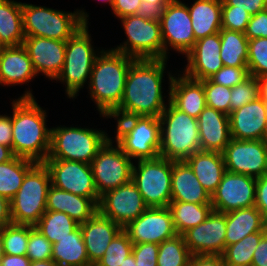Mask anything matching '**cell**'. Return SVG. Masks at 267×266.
<instances>
[{
	"label": "cell",
	"mask_w": 267,
	"mask_h": 266,
	"mask_svg": "<svg viewBox=\"0 0 267 266\" xmlns=\"http://www.w3.org/2000/svg\"><path fill=\"white\" fill-rule=\"evenodd\" d=\"M167 60L136 59L128 70L122 100L108 118L160 117L168 105L162 95Z\"/></svg>",
	"instance_id": "cell-1"
},
{
	"label": "cell",
	"mask_w": 267,
	"mask_h": 266,
	"mask_svg": "<svg viewBox=\"0 0 267 266\" xmlns=\"http://www.w3.org/2000/svg\"><path fill=\"white\" fill-rule=\"evenodd\" d=\"M29 89L12 101V151L15 156L43 163L50 151L51 128L46 111L38 105Z\"/></svg>",
	"instance_id": "cell-2"
},
{
	"label": "cell",
	"mask_w": 267,
	"mask_h": 266,
	"mask_svg": "<svg viewBox=\"0 0 267 266\" xmlns=\"http://www.w3.org/2000/svg\"><path fill=\"white\" fill-rule=\"evenodd\" d=\"M136 59L109 49L96 57L89 80V94L102 117L108 116L119 106L131 64Z\"/></svg>",
	"instance_id": "cell-3"
},
{
	"label": "cell",
	"mask_w": 267,
	"mask_h": 266,
	"mask_svg": "<svg viewBox=\"0 0 267 266\" xmlns=\"http://www.w3.org/2000/svg\"><path fill=\"white\" fill-rule=\"evenodd\" d=\"M168 105L159 117V156L172 161H183L200 150L198 122L177 109L168 96Z\"/></svg>",
	"instance_id": "cell-4"
},
{
	"label": "cell",
	"mask_w": 267,
	"mask_h": 266,
	"mask_svg": "<svg viewBox=\"0 0 267 266\" xmlns=\"http://www.w3.org/2000/svg\"><path fill=\"white\" fill-rule=\"evenodd\" d=\"M23 31L25 37H45L67 41L79 28L88 24L84 9L66 12L22 3Z\"/></svg>",
	"instance_id": "cell-5"
},
{
	"label": "cell",
	"mask_w": 267,
	"mask_h": 266,
	"mask_svg": "<svg viewBox=\"0 0 267 266\" xmlns=\"http://www.w3.org/2000/svg\"><path fill=\"white\" fill-rule=\"evenodd\" d=\"M116 120L115 143L131 159L147 160L159 156L160 120L154 116H130Z\"/></svg>",
	"instance_id": "cell-6"
},
{
	"label": "cell",
	"mask_w": 267,
	"mask_h": 266,
	"mask_svg": "<svg viewBox=\"0 0 267 266\" xmlns=\"http://www.w3.org/2000/svg\"><path fill=\"white\" fill-rule=\"evenodd\" d=\"M88 24L79 28L67 41L65 60L60 74L55 79L63 82L68 98H76L79 90L89 83L96 57L102 50H94Z\"/></svg>",
	"instance_id": "cell-7"
},
{
	"label": "cell",
	"mask_w": 267,
	"mask_h": 266,
	"mask_svg": "<svg viewBox=\"0 0 267 266\" xmlns=\"http://www.w3.org/2000/svg\"><path fill=\"white\" fill-rule=\"evenodd\" d=\"M110 137L102 130L58 126L51 128L47 159L71 160L90 164Z\"/></svg>",
	"instance_id": "cell-8"
},
{
	"label": "cell",
	"mask_w": 267,
	"mask_h": 266,
	"mask_svg": "<svg viewBox=\"0 0 267 266\" xmlns=\"http://www.w3.org/2000/svg\"><path fill=\"white\" fill-rule=\"evenodd\" d=\"M50 174L44 163H36L24 177L23 183L10 200L12 223L34 226L46 212Z\"/></svg>",
	"instance_id": "cell-9"
},
{
	"label": "cell",
	"mask_w": 267,
	"mask_h": 266,
	"mask_svg": "<svg viewBox=\"0 0 267 266\" xmlns=\"http://www.w3.org/2000/svg\"><path fill=\"white\" fill-rule=\"evenodd\" d=\"M137 163H133L131 180L145 204L148 207H168L171 202L172 160L158 156Z\"/></svg>",
	"instance_id": "cell-10"
},
{
	"label": "cell",
	"mask_w": 267,
	"mask_h": 266,
	"mask_svg": "<svg viewBox=\"0 0 267 266\" xmlns=\"http://www.w3.org/2000/svg\"><path fill=\"white\" fill-rule=\"evenodd\" d=\"M127 40L111 48L134 59H165L160 21L136 15L120 18Z\"/></svg>",
	"instance_id": "cell-11"
},
{
	"label": "cell",
	"mask_w": 267,
	"mask_h": 266,
	"mask_svg": "<svg viewBox=\"0 0 267 266\" xmlns=\"http://www.w3.org/2000/svg\"><path fill=\"white\" fill-rule=\"evenodd\" d=\"M112 141L109 138L90 163L99 196L130 182L132 178V159L118 144L112 145Z\"/></svg>",
	"instance_id": "cell-12"
},
{
	"label": "cell",
	"mask_w": 267,
	"mask_h": 266,
	"mask_svg": "<svg viewBox=\"0 0 267 266\" xmlns=\"http://www.w3.org/2000/svg\"><path fill=\"white\" fill-rule=\"evenodd\" d=\"M43 163L49 171L51 185L99 204L100 196L90 164L60 159H46Z\"/></svg>",
	"instance_id": "cell-13"
},
{
	"label": "cell",
	"mask_w": 267,
	"mask_h": 266,
	"mask_svg": "<svg viewBox=\"0 0 267 266\" xmlns=\"http://www.w3.org/2000/svg\"><path fill=\"white\" fill-rule=\"evenodd\" d=\"M160 25L165 59H168L170 48L186 55L195 45L196 40L188 5L180 0H172L165 6Z\"/></svg>",
	"instance_id": "cell-14"
},
{
	"label": "cell",
	"mask_w": 267,
	"mask_h": 266,
	"mask_svg": "<svg viewBox=\"0 0 267 266\" xmlns=\"http://www.w3.org/2000/svg\"><path fill=\"white\" fill-rule=\"evenodd\" d=\"M148 206L132 180L100 196L98 212L122 228L137 219Z\"/></svg>",
	"instance_id": "cell-15"
},
{
	"label": "cell",
	"mask_w": 267,
	"mask_h": 266,
	"mask_svg": "<svg viewBox=\"0 0 267 266\" xmlns=\"http://www.w3.org/2000/svg\"><path fill=\"white\" fill-rule=\"evenodd\" d=\"M222 155L228 172L245 174L253 178L265 175L267 144L263 140H237L231 138Z\"/></svg>",
	"instance_id": "cell-16"
},
{
	"label": "cell",
	"mask_w": 267,
	"mask_h": 266,
	"mask_svg": "<svg viewBox=\"0 0 267 266\" xmlns=\"http://www.w3.org/2000/svg\"><path fill=\"white\" fill-rule=\"evenodd\" d=\"M256 178L226 171L211 196L213 210L228 213L255 206Z\"/></svg>",
	"instance_id": "cell-17"
},
{
	"label": "cell",
	"mask_w": 267,
	"mask_h": 266,
	"mask_svg": "<svg viewBox=\"0 0 267 266\" xmlns=\"http://www.w3.org/2000/svg\"><path fill=\"white\" fill-rule=\"evenodd\" d=\"M123 230L133 244L148 242L160 244L177 235L169 207H148Z\"/></svg>",
	"instance_id": "cell-18"
},
{
	"label": "cell",
	"mask_w": 267,
	"mask_h": 266,
	"mask_svg": "<svg viewBox=\"0 0 267 266\" xmlns=\"http://www.w3.org/2000/svg\"><path fill=\"white\" fill-rule=\"evenodd\" d=\"M193 255H222L226 248V213L212 211L199 225L182 234Z\"/></svg>",
	"instance_id": "cell-19"
},
{
	"label": "cell",
	"mask_w": 267,
	"mask_h": 266,
	"mask_svg": "<svg viewBox=\"0 0 267 266\" xmlns=\"http://www.w3.org/2000/svg\"><path fill=\"white\" fill-rule=\"evenodd\" d=\"M220 51L219 32L197 40L185 56L187 65L181 73L194 80L209 79L224 66Z\"/></svg>",
	"instance_id": "cell-20"
},
{
	"label": "cell",
	"mask_w": 267,
	"mask_h": 266,
	"mask_svg": "<svg viewBox=\"0 0 267 266\" xmlns=\"http://www.w3.org/2000/svg\"><path fill=\"white\" fill-rule=\"evenodd\" d=\"M23 46L28 52L37 76L42 73L46 78L55 80L64 65L66 41L25 37Z\"/></svg>",
	"instance_id": "cell-21"
},
{
	"label": "cell",
	"mask_w": 267,
	"mask_h": 266,
	"mask_svg": "<svg viewBox=\"0 0 267 266\" xmlns=\"http://www.w3.org/2000/svg\"><path fill=\"white\" fill-rule=\"evenodd\" d=\"M231 138L262 140L267 123L266 102L258 98L229 115Z\"/></svg>",
	"instance_id": "cell-22"
},
{
	"label": "cell",
	"mask_w": 267,
	"mask_h": 266,
	"mask_svg": "<svg viewBox=\"0 0 267 266\" xmlns=\"http://www.w3.org/2000/svg\"><path fill=\"white\" fill-rule=\"evenodd\" d=\"M172 74L168 72L170 102L180 111L197 119L207 106L203 83L184 74H178V77Z\"/></svg>",
	"instance_id": "cell-23"
},
{
	"label": "cell",
	"mask_w": 267,
	"mask_h": 266,
	"mask_svg": "<svg viewBox=\"0 0 267 266\" xmlns=\"http://www.w3.org/2000/svg\"><path fill=\"white\" fill-rule=\"evenodd\" d=\"M80 229L89 262L93 266L103 257L111 241L123 230L121 226L99 212L80 224Z\"/></svg>",
	"instance_id": "cell-24"
},
{
	"label": "cell",
	"mask_w": 267,
	"mask_h": 266,
	"mask_svg": "<svg viewBox=\"0 0 267 266\" xmlns=\"http://www.w3.org/2000/svg\"><path fill=\"white\" fill-rule=\"evenodd\" d=\"M197 122L200 150L222 153L231 140L229 116L206 106Z\"/></svg>",
	"instance_id": "cell-25"
},
{
	"label": "cell",
	"mask_w": 267,
	"mask_h": 266,
	"mask_svg": "<svg viewBox=\"0 0 267 266\" xmlns=\"http://www.w3.org/2000/svg\"><path fill=\"white\" fill-rule=\"evenodd\" d=\"M171 201L211 204V196L185 160L172 161Z\"/></svg>",
	"instance_id": "cell-26"
},
{
	"label": "cell",
	"mask_w": 267,
	"mask_h": 266,
	"mask_svg": "<svg viewBox=\"0 0 267 266\" xmlns=\"http://www.w3.org/2000/svg\"><path fill=\"white\" fill-rule=\"evenodd\" d=\"M46 211L64 212L82 224L98 212V204L93 199L51 185L47 193Z\"/></svg>",
	"instance_id": "cell-27"
},
{
	"label": "cell",
	"mask_w": 267,
	"mask_h": 266,
	"mask_svg": "<svg viewBox=\"0 0 267 266\" xmlns=\"http://www.w3.org/2000/svg\"><path fill=\"white\" fill-rule=\"evenodd\" d=\"M37 74L23 45L9 46L0 59V85L29 83Z\"/></svg>",
	"instance_id": "cell-28"
},
{
	"label": "cell",
	"mask_w": 267,
	"mask_h": 266,
	"mask_svg": "<svg viewBox=\"0 0 267 266\" xmlns=\"http://www.w3.org/2000/svg\"><path fill=\"white\" fill-rule=\"evenodd\" d=\"M185 161L204 189L212 196L226 172L222 153L199 150Z\"/></svg>",
	"instance_id": "cell-29"
},
{
	"label": "cell",
	"mask_w": 267,
	"mask_h": 266,
	"mask_svg": "<svg viewBox=\"0 0 267 266\" xmlns=\"http://www.w3.org/2000/svg\"><path fill=\"white\" fill-rule=\"evenodd\" d=\"M256 232H267V223L255 206L226 213V246Z\"/></svg>",
	"instance_id": "cell-30"
},
{
	"label": "cell",
	"mask_w": 267,
	"mask_h": 266,
	"mask_svg": "<svg viewBox=\"0 0 267 266\" xmlns=\"http://www.w3.org/2000/svg\"><path fill=\"white\" fill-rule=\"evenodd\" d=\"M188 10L196 41L222 29V0H196Z\"/></svg>",
	"instance_id": "cell-31"
},
{
	"label": "cell",
	"mask_w": 267,
	"mask_h": 266,
	"mask_svg": "<svg viewBox=\"0 0 267 266\" xmlns=\"http://www.w3.org/2000/svg\"><path fill=\"white\" fill-rule=\"evenodd\" d=\"M58 266H93L88 259L87 250L80 225L52 246V258Z\"/></svg>",
	"instance_id": "cell-32"
},
{
	"label": "cell",
	"mask_w": 267,
	"mask_h": 266,
	"mask_svg": "<svg viewBox=\"0 0 267 266\" xmlns=\"http://www.w3.org/2000/svg\"><path fill=\"white\" fill-rule=\"evenodd\" d=\"M22 2L0 0V40L6 46L23 45Z\"/></svg>",
	"instance_id": "cell-33"
},
{
	"label": "cell",
	"mask_w": 267,
	"mask_h": 266,
	"mask_svg": "<svg viewBox=\"0 0 267 266\" xmlns=\"http://www.w3.org/2000/svg\"><path fill=\"white\" fill-rule=\"evenodd\" d=\"M168 207L172 213L175 230L179 235L204 222L213 211L211 204L180 201H171Z\"/></svg>",
	"instance_id": "cell-34"
},
{
	"label": "cell",
	"mask_w": 267,
	"mask_h": 266,
	"mask_svg": "<svg viewBox=\"0 0 267 266\" xmlns=\"http://www.w3.org/2000/svg\"><path fill=\"white\" fill-rule=\"evenodd\" d=\"M35 164L34 161L17 156L0 163V195L10 201L20 189L26 173Z\"/></svg>",
	"instance_id": "cell-35"
},
{
	"label": "cell",
	"mask_w": 267,
	"mask_h": 266,
	"mask_svg": "<svg viewBox=\"0 0 267 266\" xmlns=\"http://www.w3.org/2000/svg\"><path fill=\"white\" fill-rule=\"evenodd\" d=\"M220 58L224 66L247 67L248 39L242 32L221 29Z\"/></svg>",
	"instance_id": "cell-36"
},
{
	"label": "cell",
	"mask_w": 267,
	"mask_h": 266,
	"mask_svg": "<svg viewBox=\"0 0 267 266\" xmlns=\"http://www.w3.org/2000/svg\"><path fill=\"white\" fill-rule=\"evenodd\" d=\"M79 225L64 212L46 211L34 227L54 244L69 236Z\"/></svg>",
	"instance_id": "cell-37"
},
{
	"label": "cell",
	"mask_w": 267,
	"mask_h": 266,
	"mask_svg": "<svg viewBox=\"0 0 267 266\" xmlns=\"http://www.w3.org/2000/svg\"><path fill=\"white\" fill-rule=\"evenodd\" d=\"M267 232L247 235L239 242L226 246L222 254L226 266H251L253 254L261 238Z\"/></svg>",
	"instance_id": "cell-38"
},
{
	"label": "cell",
	"mask_w": 267,
	"mask_h": 266,
	"mask_svg": "<svg viewBox=\"0 0 267 266\" xmlns=\"http://www.w3.org/2000/svg\"><path fill=\"white\" fill-rule=\"evenodd\" d=\"M191 257L183 236L177 234L159 244L157 266H189Z\"/></svg>",
	"instance_id": "cell-39"
},
{
	"label": "cell",
	"mask_w": 267,
	"mask_h": 266,
	"mask_svg": "<svg viewBox=\"0 0 267 266\" xmlns=\"http://www.w3.org/2000/svg\"><path fill=\"white\" fill-rule=\"evenodd\" d=\"M28 239L29 225L11 223L3 227L4 254L26 255Z\"/></svg>",
	"instance_id": "cell-40"
},
{
	"label": "cell",
	"mask_w": 267,
	"mask_h": 266,
	"mask_svg": "<svg viewBox=\"0 0 267 266\" xmlns=\"http://www.w3.org/2000/svg\"><path fill=\"white\" fill-rule=\"evenodd\" d=\"M133 243L122 230L109 244L103 257L95 266H122L124 259L132 254Z\"/></svg>",
	"instance_id": "cell-41"
},
{
	"label": "cell",
	"mask_w": 267,
	"mask_h": 266,
	"mask_svg": "<svg viewBox=\"0 0 267 266\" xmlns=\"http://www.w3.org/2000/svg\"><path fill=\"white\" fill-rule=\"evenodd\" d=\"M247 68L250 76H267V38H254L248 41Z\"/></svg>",
	"instance_id": "cell-42"
},
{
	"label": "cell",
	"mask_w": 267,
	"mask_h": 266,
	"mask_svg": "<svg viewBox=\"0 0 267 266\" xmlns=\"http://www.w3.org/2000/svg\"><path fill=\"white\" fill-rule=\"evenodd\" d=\"M201 82L205 92L206 105L229 116L231 88L218 85L210 79Z\"/></svg>",
	"instance_id": "cell-43"
},
{
	"label": "cell",
	"mask_w": 267,
	"mask_h": 266,
	"mask_svg": "<svg viewBox=\"0 0 267 266\" xmlns=\"http://www.w3.org/2000/svg\"><path fill=\"white\" fill-rule=\"evenodd\" d=\"M260 97L259 83L256 77L249 76L242 83L231 88L230 113Z\"/></svg>",
	"instance_id": "cell-44"
},
{
	"label": "cell",
	"mask_w": 267,
	"mask_h": 266,
	"mask_svg": "<svg viewBox=\"0 0 267 266\" xmlns=\"http://www.w3.org/2000/svg\"><path fill=\"white\" fill-rule=\"evenodd\" d=\"M53 244L34 226L29 225V239L26 256L32 261L50 260Z\"/></svg>",
	"instance_id": "cell-45"
},
{
	"label": "cell",
	"mask_w": 267,
	"mask_h": 266,
	"mask_svg": "<svg viewBox=\"0 0 267 266\" xmlns=\"http://www.w3.org/2000/svg\"><path fill=\"white\" fill-rule=\"evenodd\" d=\"M251 14L246 10L235 9V6H222V29L245 33Z\"/></svg>",
	"instance_id": "cell-46"
},
{
	"label": "cell",
	"mask_w": 267,
	"mask_h": 266,
	"mask_svg": "<svg viewBox=\"0 0 267 266\" xmlns=\"http://www.w3.org/2000/svg\"><path fill=\"white\" fill-rule=\"evenodd\" d=\"M249 76L247 67L223 66L209 79L218 85L232 88L242 83Z\"/></svg>",
	"instance_id": "cell-47"
},
{
	"label": "cell",
	"mask_w": 267,
	"mask_h": 266,
	"mask_svg": "<svg viewBox=\"0 0 267 266\" xmlns=\"http://www.w3.org/2000/svg\"><path fill=\"white\" fill-rule=\"evenodd\" d=\"M158 251L159 244L156 243L133 244L132 254L136 266H157Z\"/></svg>",
	"instance_id": "cell-48"
},
{
	"label": "cell",
	"mask_w": 267,
	"mask_h": 266,
	"mask_svg": "<svg viewBox=\"0 0 267 266\" xmlns=\"http://www.w3.org/2000/svg\"><path fill=\"white\" fill-rule=\"evenodd\" d=\"M244 34L248 40L260 37L267 38V9L251 15Z\"/></svg>",
	"instance_id": "cell-49"
},
{
	"label": "cell",
	"mask_w": 267,
	"mask_h": 266,
	"mask_svg": "<svg viewBox=\"0 0 267 266\" xmlns=\"http://www.w3.org/2000/svg\"><path fill=\"white\" fill-rule=\"evenodd\" d=\"M222 6H235L254 15L267 9V0H222Z\"/></svg>",
	"instance_id": "cell-50"
},
{
	"label": "cell",
	"mask_w": 267,
	"mask_h": 266,
	"mask_svg": "<svg viewBox=\"0 0 267 266\" xmlns=\"http://www.w3.org/2000/svg\"><path fill=\"white\" fill-rule=\"evenodd\" d=\"M255 207L267 223V176L256 178Z\"/></svg>",
	"instance_id": "cell-51"
},
{
	"label": "cell",
	"mask_w": 267,
	"mask_h": 266,
	"mask_svg": "<svg viewBox=\"0 0 267 266\" xmlns=\"http://www.w3.org/2000/svg\"><path fill=\"white\" fill-rule=\"evenodd\" d=\"M166 5L167 4H150V2L142 0L137 8L136 16L160 21Z\"/></svg>",
	"instance_id": "cell-52"
},
{
	"label": "cell",
	"mask_w": 267,
	"mask_h": 266,
	"mask_svg": "<svg viewBox=\"0 0 267 266\" xmlns=\"http://www.w3.org/2000/svg\"><path fill=\"white\" fill-rule=\"evenodd\" d=\"M142 0H114L111 10L119 19L128 15H136Z\"/></svg>",
	"instance_id": "cell-53"
},
{
	"label": "cell",
	"mask_w": 267,
	"mask_h": 266,
	"mask_svg": "<svg viewBox=\"0 0 267 266\" xmlns=\"http://www.w3.org/2000/svg\"><path fill=\"white\" fill-rule=\"evenodd\" d=\"M12 115H0V144L12 148Z\"/></svg>",
	"instance_id": "cell-54"
},
{
	"label": "cell",
	"mask_w": 267,
	"mask_h": 266,
	"mask_svg": "<svg viewBox=\"0 0 267 266\" xmlns=\"http://www.w3.org/2000/svg\"><path fill=\"white\" fill-rule=\"evenodd\" d=\"M189 266H226L222 255H193Z\"/></svg>",
	"instance_id": "cell-55"
},
{
	"label": "cell",
	"mask_w": 267,
	"mask_h": 266,
	"mask_svg": "<svg viewBox=\"0 0 267 266\" xmlns=\"http://www.w3.org/2000/svg\"><path fill=\"white\" fill-rule=\"evenodd\" d=\"M251 266H267V233L256 247Z\"/></svg>",
	"instance_id": "cell-56"
},
{
	"label": "cell",
	"mask_w": 267,
	"mask_h": 266,
	"mask_svg": "<svg viewBox=\"0 0 267 266\" xmlns=\"http://www.w3.org/2000/svg\"><path fill=\"white\" fill-rule=\"evenodd\" d=\"M30 263L31 261L26 255L17 256L4 254L0 259V266H30Z\"/></svg>",
	"instance_id": "cell-57"
},
{
	"label": "cell",
	"mask_w": 267,
	"mask_h": 266,
	"mask_svg": "<svg viewBox=\"0 0 267 266\" xmlns=\"http://www.w3.org/2000/svg\"><path fill=\"white\" fill-rule=\"evenodd\" d=\"M11 223L10 201L0 195V227L3 228Z\"/></svg>",
	"instance_id": "cell-58"
},
{
	"label": "cell",
	"mask_w": 267,
	"mask_h": 266,
	"mask_svg": "<svg viewBox=\"0 0 267 266\" xmlns=\"http://www.w3.org/2000/svg\"><path fill=\"white\" fill-rule=\"evenodd\" d=\"M15 157L12 148L0 144V163L10 161Z\"/></svg>",
	"instance_id": "cell-59"
},
{
	"label": "cell",
	"mask_w": 267,
	"mask_h": 266,
	"mask_svg": "<svg viewBox=\"0 0 267 266\" xmlns=\"http://www.w3.org/2000/svg\"><path fill=\"white\" fill-rule=\"evenodd\" d=\"M259 83L260 98L267 101V76L257 78Z\"/></svg>",
	"instance_id": "cell-60"
},
{
	"label": "cell",
	"mask_w": 267,
	"mask_h": 266,
	"mask_svg": "<svg viewBox=\"0 0 267 266\" xmlns=\"http://www.w3.org/2000/svg\"><path fill=\"white\" fill-rule=\"evenodd\" d=\"M30 266H58L52 259L42 261H32Z\"/></svg>",
	"instance_id": "cell-61"
},
{
	"label": "cell",
	"mask_w": 267,
	"mask_h": 266,
	"mask_svg": "<svg viewBox=\"0 0 267 266\" xmlns=\"http://www.w3.org/2000/svg\"><path fill=\"white\" fill-rule=\"evenodd\" d=\"M122 266H136L134 255L130 254L128 257H126Z\"/></svg>",
	"instance_id": "cell-62"
},
{
	"label": "cell",
	"mask_w": 267,
	"mask_h": 266,
	"mask_svg": "<svg viewBox=\"0 0 267 266\" xmlns=\"http://www.w3.org/2000/svg\"><path fill=\"white\" fill-rule=\"evenodd\" d=\"M4 255V249H3V228L0 227V259Z\"/></svg>",
	"instance_id": "cell-63"
},
{
	"label": "cell",
	"mask_w": 267,
	"mask_h": 266,
	"mask_svg": "<svg viewBox=\"0 0 267 266\" xmlns=\"http://www.w3.org/2000/svg\"><path fill=\"white\" fill-rule=\"evenodd\" d=\"M150 2V4H168L172 0H144Z\"/></svg>",
	"instance_id": "cell-64"
},
{
	"label": "cell",
	"mask_w": 267,
	"mask_h": 266,
	"mask_svg": "<svg viewBox=\"0 0 267 266\" xmlns=\"http://www.w3.org/2000/svg\"><path fill=\"white\" fill-rule=\"evenodd\" d=\"M8 46H6L1 40H0V59L3 55V52L5 51V49L7 48Z\"/></svg>",
	"instance_id": "cell-65"
},
{
	"label": "cell",
	"mask_w": 267,
	"mask_h": 266,
	"mask_svg": "<svg viewBox=\"0 0 267 266\" xmlns=\"http://www.w3.org/2000/svg\"><path fill=\"white\" fill-rule=\"evenodd\" d=\"M262 140L267 144V123H266V127H265Z\"/></svg>",
	"instance_id": "cell-66"
},
{
	"label": "cell",
	"mask_w": 267,
	"mask_h": 266,
	"mask_svg": "<svg viewBox=\"0 0 267 266\" xmlns=\"http://www.w3.org/2000/svg\"><path fill=\"white\" fill-rule=\"evenodd\" d=\"M98 1L106 2V3L110 4L111 8H112L113 3H114V0H98Z\"/></svg>",
	"instance_id": "cell-67"
}]
</instances>
